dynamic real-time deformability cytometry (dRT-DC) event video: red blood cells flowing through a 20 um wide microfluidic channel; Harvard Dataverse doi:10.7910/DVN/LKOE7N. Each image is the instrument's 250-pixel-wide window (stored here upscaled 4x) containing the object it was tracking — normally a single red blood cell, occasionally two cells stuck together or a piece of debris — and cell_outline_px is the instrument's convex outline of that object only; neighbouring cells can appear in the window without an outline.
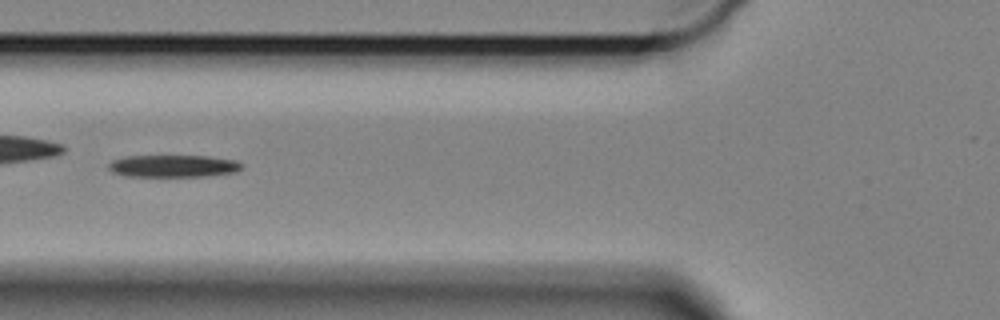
{"species": "Egyptian fruit bat (a non-hibernating species)", "species_latin": "Rousettus aegyptiacus", "temperature_condition": "cold", "stored_images_in_passage": 41, "camera_frame_rate_fps": 3000, "um_per_image_px": 0.085, "animal": {"sex": "female"}, "frame": {"image": 1, "passage_image": 12, "time_ms": 3.667, "image_size_px": [1000, 320], "cell_outline_px": [[244, 168], [236, 172], [204, 176], [128, 176], [116, 172], [108, 168], [108, 164], [112, 160], [128, 156], [208, 156], [236, 160], [244, 164]], "centroid_in_image_um": [14.81, 14.1], "position_along_channel_um": 111.0, "area_um2": 17.17}}
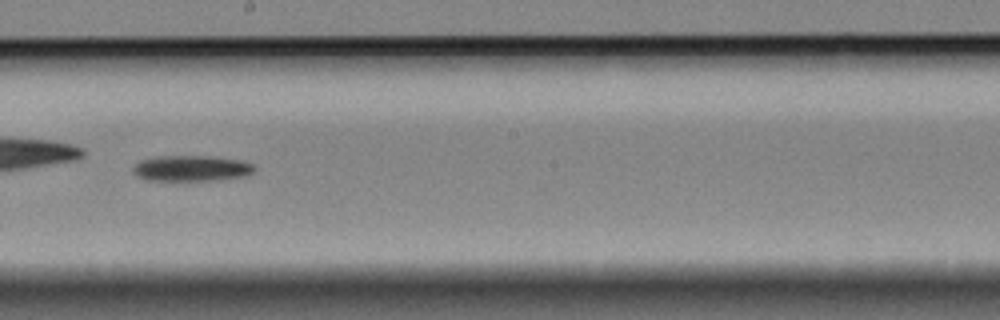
{"frame": {"image": 2, "passage_image": 23, "time_ms": 7.333, "image_size_px": [1000, 320], "cell_outline_px": [[252, 172], [240, 176], [208, 180], [148, 180], [132, 172], [132, 168], [140, 160], [156, 156], [204, 156], [236, 160], [252, 164]], "centroid_in_image_um": [16.15, 14.3], "position_along_channel_um": 232.1, "area_um2": 17.51}}
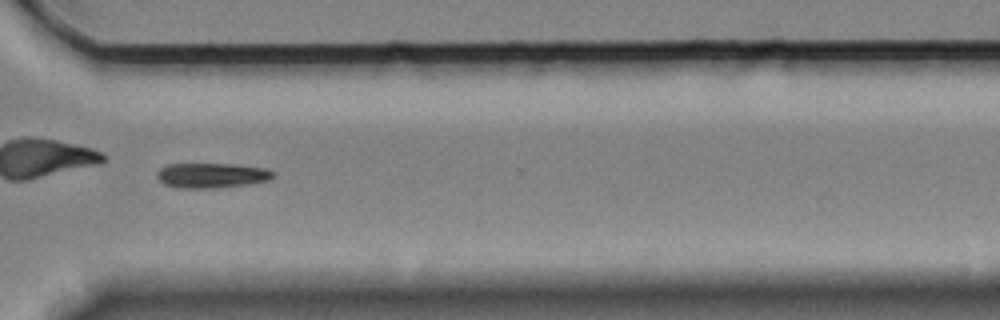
{"frame": {"image": 3, "passage_image": 34, "time_ms": 11.0, "image_size_px": [1000, 320], "cell_outline_px": [[276, 172], [268, 180], [248, 184], [220, 188], [176, 188], [164, 184], [156, 176], [156, 172], [160, 168], [168, 164], [232, 164], [268, 168]], "centroid_in_image_um": [17.98, 14.91], "position_along_channel_um": 352.6, "area_um2": 17.05}, "authors_computed_cell_mechanics": {"area_um2": 17.3978, "velocity_mm_per_s": 3.2896, "shape_relaxation_time_tau1_ms": 4.7791, "shape_relaxation_time_tau2_ms": null, "deformation_change_tau1": 0.1346, "deformation_change_tau2": null}}